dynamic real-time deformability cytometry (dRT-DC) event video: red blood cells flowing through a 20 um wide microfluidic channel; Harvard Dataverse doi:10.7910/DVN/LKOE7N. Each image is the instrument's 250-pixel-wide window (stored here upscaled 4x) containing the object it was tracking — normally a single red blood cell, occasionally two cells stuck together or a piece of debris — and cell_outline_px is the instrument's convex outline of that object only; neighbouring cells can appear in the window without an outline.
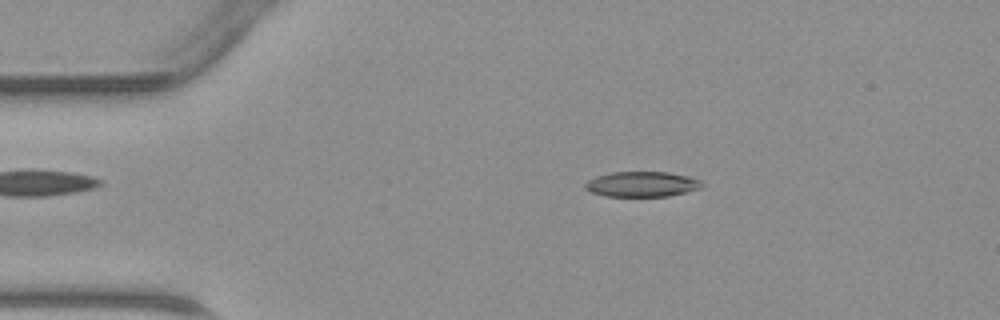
{"species": "common noctule bat (a hibernating species)", "species_latin": "Nyctalus noctula", "temperature_condition": "warm", "stored_images_in_passage": 45, "camera_frame_rate_fps": 3000, "um_per_image_px": 0.085, "animal": {"sex": "male", "body_mass_g": 23.1, "forearm_length_mm": 52.7}, "frame": {"image": 1, "passage_image": 8, "time_ms": 2.333, "image_size_px": [1000, 320], "cell_outline_px": [[704, 188], [668, 196], [604, 196], [592, 192], [584, 188], [584, 184], [588, 180], [596, 176], [612, 172], [668, 172], [688, 176], [704, 180]], "centroid_in_image_um": [54.62, 15.65], "position_along_channel_um": 30.4, "area_um2": 17.4}}
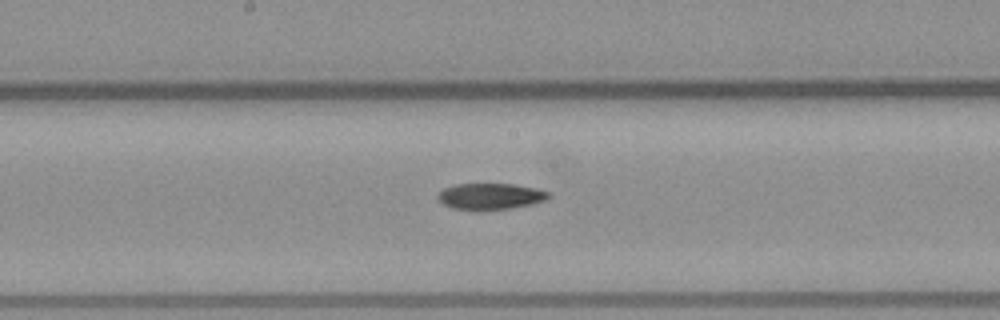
{"frame": {"image": 2, "passage_image": 23, "time_ms": 7.333, "image_size_px": [1000, 320], "cell_outline_px": [[552, 196], [548, 200], [532, 204], [512, 208], [452, 208], [444, 204], [436, 196], [444, 188], [456, 184], [512, 184], [536, 188], [552, 192]], "centroid_in_image_um": [41.78, 16.66], "position_along_channel_um": 206.4, "area_um2": 16.59}}
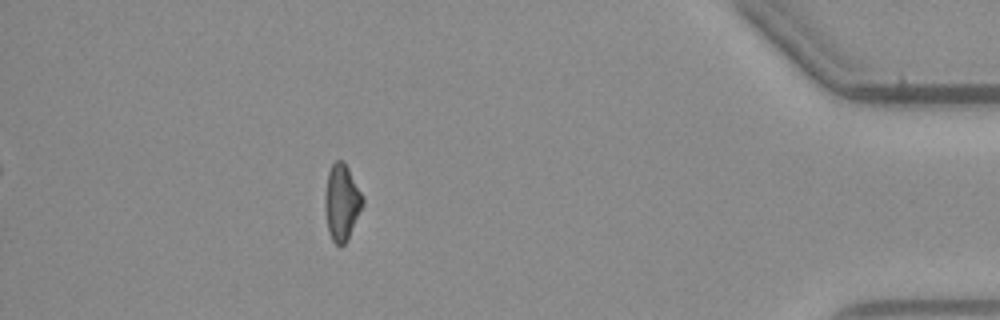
{"frame": {"image": 3, "passage_image": 40, "time_ms": 13.0, "image_size_px": [1000, 320], "cell_outline_px": [[364, 204], [348, 240], [340, 248], [332, 240], [328, 232], [324, 208], [324, 196], [328, 172], [332, 164], [336, 160], [344, 160], [364, 196]], "centroid_in_image_um": [29.05, 17.21], "position_along_channel_um": 406.1, "area_um2": 17.22}}